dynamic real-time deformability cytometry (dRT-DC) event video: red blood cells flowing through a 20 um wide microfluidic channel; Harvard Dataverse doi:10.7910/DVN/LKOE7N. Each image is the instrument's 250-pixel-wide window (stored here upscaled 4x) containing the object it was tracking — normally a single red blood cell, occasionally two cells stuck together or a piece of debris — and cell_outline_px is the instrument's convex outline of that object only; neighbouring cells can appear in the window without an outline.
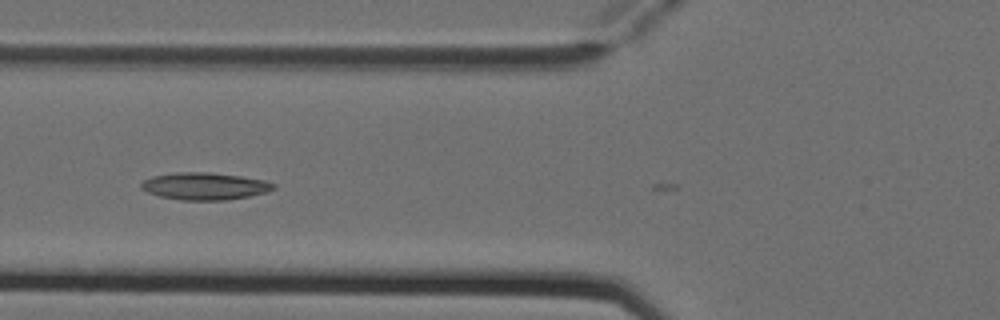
{"species": "Egyptian fruit bat (a non-hibernating species)", "species_latin": "Rousettus aegyptiacus", "temperature_condition": "cold", "stored_images_in_passage": 5, "camera_frame_rate_fps": 3000, "um_per_image_px": 0.085, "animal": {"sex": "female"}, "frame": {"image": 1, "passage_image": 5, "time_ms": 1.333, "image_size_px": [1000, 320], "cell_outline_px": [[276, 188], [268, 192], [228, 200], [180, 200], [160, 196], [148, 192], [140, 188], [140, 184], [144, 180], [152, 176], [176, 172], [208, 172], [240, 176], [264, 180], [276, 184]], "centroid_in_image_um": [17.41, 15.82], "position_along_channel_um": 108.4, "area_um2": 21.04}}